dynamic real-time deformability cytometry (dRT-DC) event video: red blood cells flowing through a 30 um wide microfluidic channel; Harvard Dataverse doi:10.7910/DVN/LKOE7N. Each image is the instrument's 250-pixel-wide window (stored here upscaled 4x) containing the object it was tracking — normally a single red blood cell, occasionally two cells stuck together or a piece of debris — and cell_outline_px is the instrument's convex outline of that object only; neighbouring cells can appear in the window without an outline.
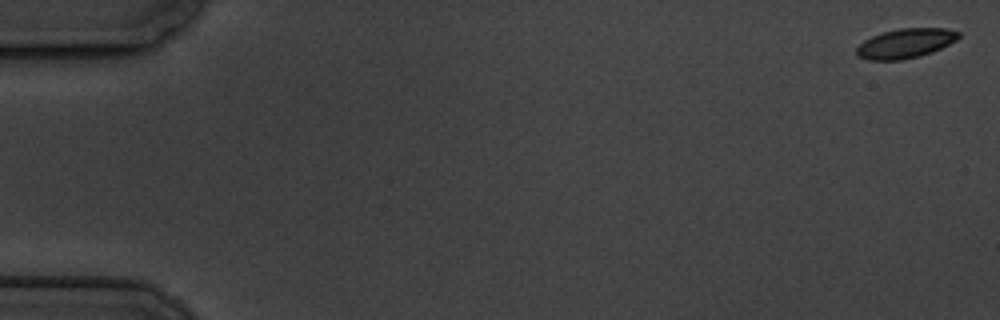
{"species": "common noctule bat (a hibernating species)", "species_latin": "Nyctalus noctula", "temperature_condition": "cold", "stored_images_in_passage": 6, "camera_frame_rate_fps": 3000, "um_per_image_px": 0.085, "animal": {"sex": "male", "body_mass_g": 19.5, "forearm_length_mm": 54.6}, "frame": {"image": 1, "passage_image": 1, "time_ms": 0.0, "image_size_px": [1000, 320], "cell_outline_px": [[960, 36], [956, 40], [932, 52], [920, 56], [900, 60], [868, 60], [856, 56], [856, 48], [864, 40], [872, 36], [884, 32], [900, 28], [944, 28], [960, 32]], "centroid_in_image_um": [76.94, 3.69], "position_along_channel_um": 8.1, "area_um2": 17.51}}
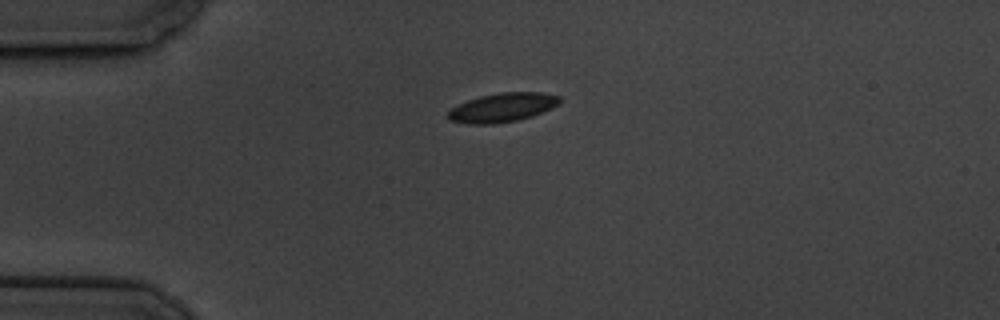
{"frame": {"image": 2, "passage_image": 5, "time_ms": 4.667, "image_size_px": [1000, 320], "cell_outline_px": [[560, 104], [532, 116], [516, 120], [496, 124], [468, 124], [448, 120], [444, 116], [452, 108], [468, 100], [480, 96], [500, 92], [544, 92], [560, 96]], "centroid_in_image_um": [42.69, 9.14], "position_along_channel_um": 42.3, "area_um2": 18.96}}